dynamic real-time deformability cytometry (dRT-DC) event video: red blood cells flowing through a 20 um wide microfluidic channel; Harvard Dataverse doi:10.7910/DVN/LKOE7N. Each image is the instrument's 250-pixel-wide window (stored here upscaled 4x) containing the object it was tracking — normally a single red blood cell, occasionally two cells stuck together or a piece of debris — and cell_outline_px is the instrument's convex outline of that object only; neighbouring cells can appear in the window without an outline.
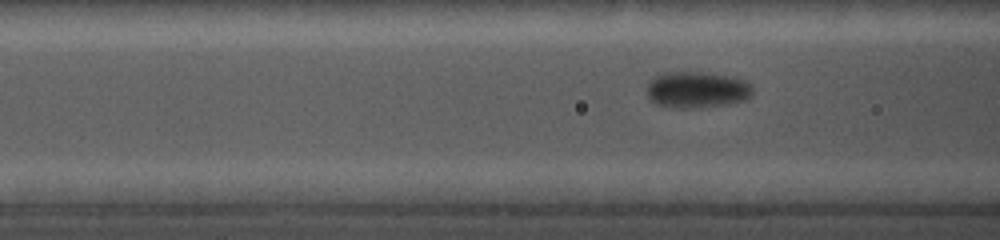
{"species": "common noctule bat (a hibernating species)", "species_latin": "Nyctalus noctula", "temperature_condition": "cold", "stored_images_in_passage": 55, "camera_frame_rate_fps": 5000, "um_per_image_px": 0.085, "animal": {"sex": "female", "body_mass_g": 19.0, "forearm_length_mm": 56.7}, "frame": {"image": 1, "passage_image": 17, "time_ms": 4.8, "image_size_px": [1000, 240], "cell_outline_px": [[752, 96], [744, 100], [728, 104], [692, 108], [672, 108], [656, 104], [648, 96], [648, 80], [664, 72], [700, 72], [728, 76], [744, 80], [752, 88]], "centroid_in_image_um": [59.21, 7.63], "position_along_channel_um": 107.4, "area_um2": 22.31}}
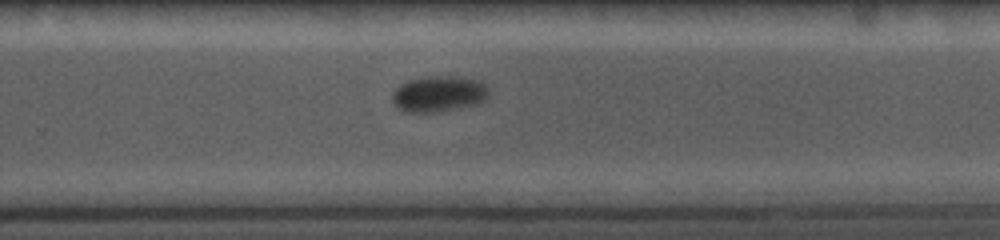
{"frame": {"image": 2, "passage_image": 34, "time_ms": 9.8, "image_size_px": [1000, 240], "cell_outline_px": [[488, 96], [484, 100], [476, 104], [456, 108], [432, 112], [404, 112], [396, 108], [392, 100], [392, 92], [400, 84], [408, 80], [432, 76], [452, 76], [480, 80], [488, 88]], "centroid_in_image_um": [37.26, 7.98], "position_along_channel_um": 292.5, "area_um2": 20.17}}
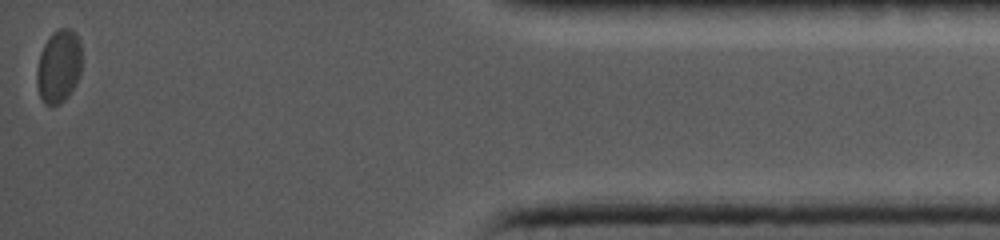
{"frame": {"image": 3, "passage_image": 55, "time_ms": 14.8, "image_size_px": [1000, 240], "cell_outline_px": [[80, 72], [76, 84], [68, 96], [60, 104], [44, 104], [40, 96], [36, 80], [36, 68], [40, 52], [48, 36], [56, 28], [68, 28], [76, 32], [80, 40]], "centroid_in_image_um": [4.97, 5.6], "position_along_channel_um": 430.2, "area_um2": 19.36}}